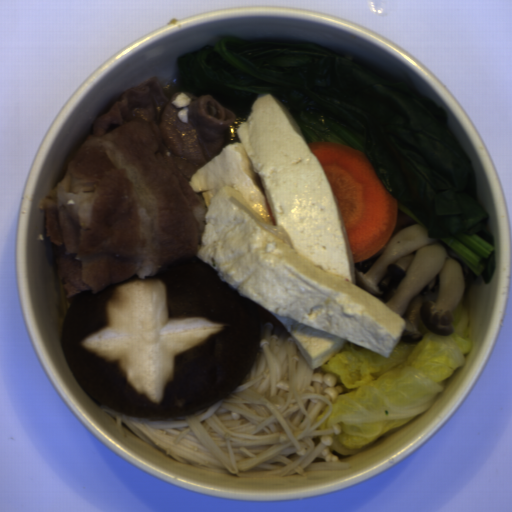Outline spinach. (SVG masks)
<instances>
[{
    "mask_svg": "<svg viewBox=\"0 0 512 512\" xmlns=\"http://www.w3.org/2000/svg\"><path fill=\"white\" fill-rule=\"evenodd\" d=\"M186 92L211 95L236 115L226 147L259 97L272 95L310 142L364 151L398 209L449 247L464 275L489 283L496 247L489 214L476 200L473 166L444 108L388 82L368 67L314 43L249 42L230 37L180 54Z\"/></svg>",
    "mask_w": 512,
    "mask_h": 512,
    "instance_id": "obj_1",
    "label": "spinach"
}]
</instances>
